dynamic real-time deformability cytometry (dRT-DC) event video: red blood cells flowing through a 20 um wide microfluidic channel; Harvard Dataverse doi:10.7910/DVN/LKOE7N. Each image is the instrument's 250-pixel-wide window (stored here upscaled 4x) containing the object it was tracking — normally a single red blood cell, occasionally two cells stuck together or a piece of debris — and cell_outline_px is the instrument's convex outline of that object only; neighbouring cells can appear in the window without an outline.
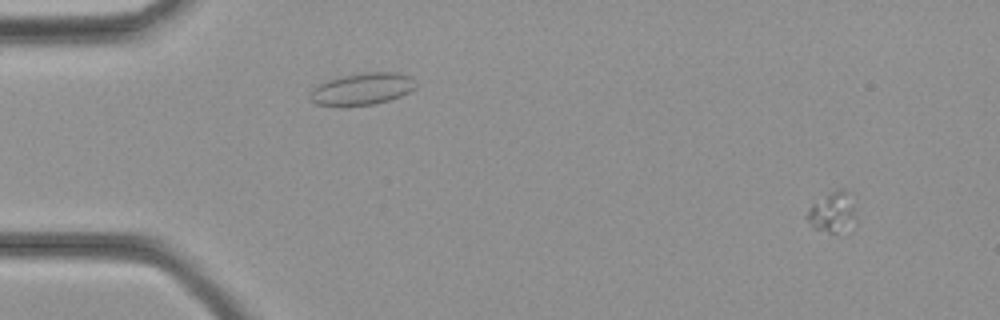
{"species": "common noctule bat (a hibernating species)", "species_latin": "Nyctalus noctula", "temperature_condition": "cold", "stored_images_in_passage": 36, "camera_frame_rate_fps": 3000, "um_per_image_px": 0.085, "animal": {"sex": "female", "body_mass_g": 21.9}, "frame": {"image": 1, "passage_image": 3, "time_ms": 0.667, "image_size_px": [1000, 320], "cell_outline_px": [[856, 224], [836, 232], [828, 232], [812, 228], [804, 216], [808, 208], [812, 204], [836, 188], [844, 188], [848, 192], [856, 220]], "centroid_in_image_um": [70.71, 18.03], "position_along_channel_um": 14.3, "area_um2": 11.44}}
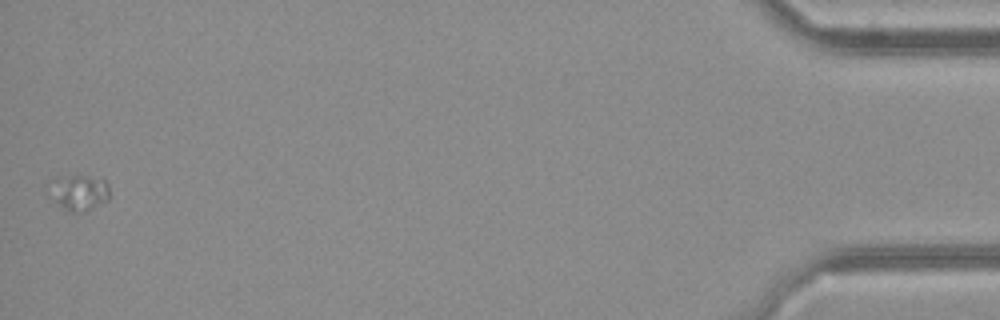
{"frame": {"image": 2, "passage_image": 36, "time_ms": 11.667, "image_size_px": [1000, 320], "cell_outline_px": [[108, 200], [88, 208], [72, 212], [64, 208], [52, 200], [44, 192], [56, 176], [104, 176], [108, 184]], "centroid_in_image_um": [6.64, 16.29], "position_along_channel_um": 428.6, "area_um2": 12.72}}